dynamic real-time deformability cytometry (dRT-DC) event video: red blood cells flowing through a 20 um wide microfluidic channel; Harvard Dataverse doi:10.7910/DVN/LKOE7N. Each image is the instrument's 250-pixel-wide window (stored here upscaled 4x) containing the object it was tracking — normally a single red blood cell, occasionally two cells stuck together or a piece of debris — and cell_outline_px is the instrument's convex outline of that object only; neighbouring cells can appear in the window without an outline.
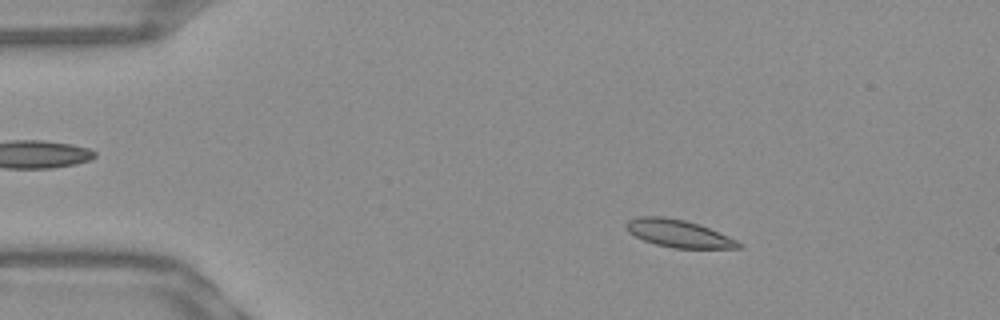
{"species": "Egyptian fruit bat (a non-hibernating species)", "species_latin": "Rousettus aegyptiacus", "temperature_condition": "warm", "stored_images_in_passage": 52, "camera_frame_rate_fps": 3000, "um_per_image_px": 0.085, "frame": {"image": 1, "passage_image": 8, "time_ms": 2.333, "image_size_px": [1000, 320], "cell_outline_px": [[744, 248], [672, 248], [656, 244], [644, 240], [628, 232], [624, 224], [628, 220], [640, 216], [664, 216], [684, 220], [708, 228], [728, 236], [744, 244]], "centroid_in_image_um": [57.67, 19.85], "position_along_channel_um": 27.3, "area_um2": 17.92}}
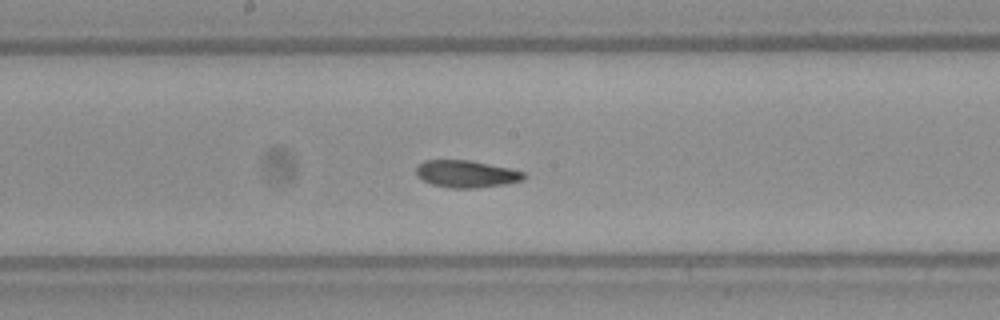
{"frame": {"image": 2, "passage_image": 27, "time_ms": 8.667, "image_size_px": [1000, 320], "cell_outline_px": [[528, 176], [524, 180], [504, 184], [476, 188], [448, 188], [432, 184], [416, 176], [416, 168], [424, 160], [468, 160], [508, 168], [524, 172]], "centroid_in_image_um": [39.64, 14.79], "position_along_channel_um": 208.6, "area_um2": 16.99}}
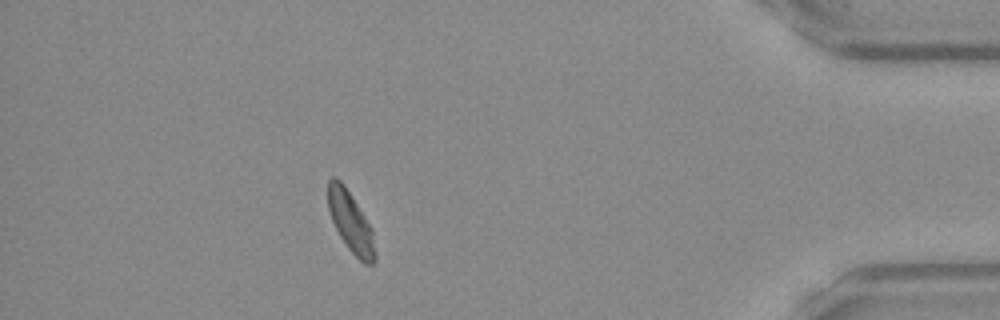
{"frame": {"image": 3, "passage_image": 46, "time_ms": 15.0, "image_size_px": [1000, 320], "cell_outline_px": [[376, 260], [372, 264], [364, 264], [348, 248], [340, 236], [332, 220], [328, 208], [328, 180], [332, 176], [336, 176], [344, 184], [372, 228], [376, 256]], "centroid_in_image_um": [29.81, 18.86], "position_along_channel_um": 405.4, "area_um2": 16.47}, "authors_computed_cell_mechanics": {"area_um2": 17.2533, "velocity_mm_per_s": 3.8697, "shape_relaxation_time_tau1_ms": null, "shape_relaxation_time_tau2_ms": 1.3057, "deformation_change_tau1": null, "deformation_change_tau2": 0.0624}}